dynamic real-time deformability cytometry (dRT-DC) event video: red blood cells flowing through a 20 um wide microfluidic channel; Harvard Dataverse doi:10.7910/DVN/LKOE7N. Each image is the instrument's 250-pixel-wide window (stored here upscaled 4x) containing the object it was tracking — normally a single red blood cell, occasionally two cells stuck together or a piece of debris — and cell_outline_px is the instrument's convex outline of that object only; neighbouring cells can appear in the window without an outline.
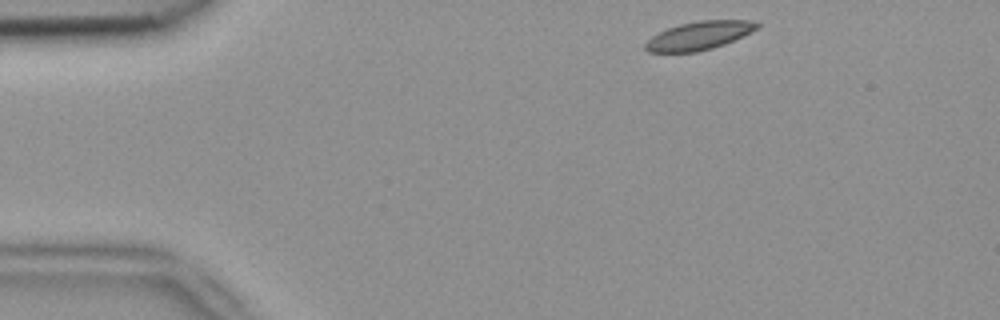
{"species": "common noctule bat (a hibernating species)", "species_latin": "Nyctalus noctula", "temperature_condition": "room temperature", "stored_images_in_passage": 3, "camera_frame_rate_fps": 3000, "um_per_image_px": 0.085, "animal": {"sex": "female", "body_mass_g": 18.4}, "frame": {"image": 1, "passage_image": 1, "time_ms": 0.0, "image_size_px": [1000, 320], "cell_outline_px": [[760, 28], [724, 44], [712, 48], [696, 52], [648, 52], [644, 48], [644, 44], [652, 36], [668, 28], [680, 24], [700, 20], [748, 20], [760, 24]], "centroid_in_image_um": [59.42, 3.02], "position_along_channel_um": 25.6, "area_um2": 18.32}}